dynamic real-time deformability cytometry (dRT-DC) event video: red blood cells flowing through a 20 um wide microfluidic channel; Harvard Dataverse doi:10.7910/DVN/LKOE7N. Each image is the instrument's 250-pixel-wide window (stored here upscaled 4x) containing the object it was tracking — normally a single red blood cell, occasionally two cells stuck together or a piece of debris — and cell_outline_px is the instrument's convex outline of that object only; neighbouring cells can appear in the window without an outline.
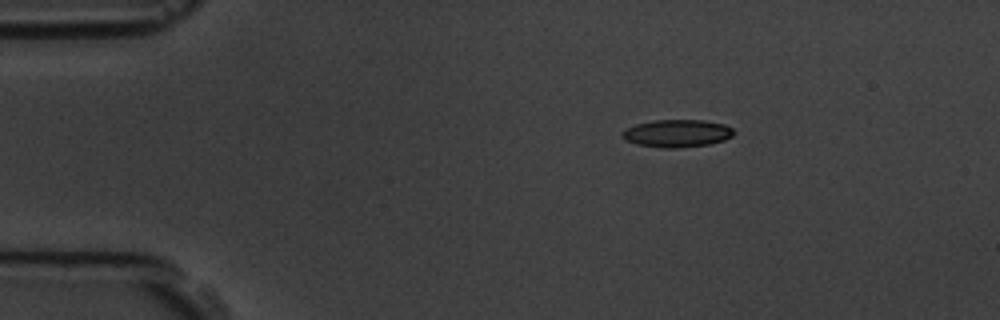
{"species": "common noctule bat (a hibernating species)", "species_latin": "Nyctalus noctula", "temperature_condition": "room temperature", "stored_images_in_passage": 2, "camera_frame_rate_fps": 3000, "um_per_image_px": 0.085, "animal": {"sex": "male", "body_mass_g": 19.5, "forearm_length_mm": 54.6}, "frame": {"image": 1, "passage_image": 1, "time_ms": 0.0, "image_size_px": [1000, 320], "cell_outline_px": [[736, 132], [732, 136], [724, 140], [708, 144], [676, 148], [664, 148], [636, 144], [624, 140], [620, 136], [620, 132], [624, 128], [636, 124], [652, 120], [704, 120], [724, 124], [732, 128]], "centroid_in_image_um": [57.5, 11.33], "position_along_channel_um": 27.5, "area_um2": 18.15}}